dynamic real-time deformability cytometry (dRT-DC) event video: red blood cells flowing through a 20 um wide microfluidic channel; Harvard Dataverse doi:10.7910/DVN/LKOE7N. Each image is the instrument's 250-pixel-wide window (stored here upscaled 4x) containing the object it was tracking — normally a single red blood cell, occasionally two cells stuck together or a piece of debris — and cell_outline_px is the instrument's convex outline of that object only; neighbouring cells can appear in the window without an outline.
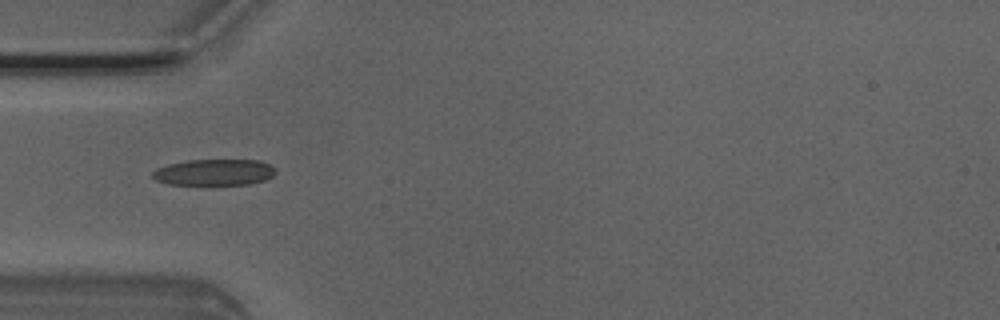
{"species": "Egyptian fruit bat (a non-hibernating species)", "species_latin": "Rousettus aegyptiacus", "temperature_condition": "room temperature", "stored_images_in_passage": 4, "camera_frame_rate_fps": 3000, "um_per_image_px": 0.085, "animal": {"sex": "male"}, "frame": {"image": 1, "passage_image": 4, "time_ms": 1.0, "image_size_px": [1000, 320], "cell_outline_px": [[276, 172], [272, 176], [264, 180], [248, 184], [168, 184], [156, 180], [152, 176], [152, 172], [156, 168], [168, 164], [188, 160], [260, 160], [276, 168]], "centroid_in_image_um": [18.2, 14.63], "position_along_channel_um": 66.8, "area_um2": 18.73}}